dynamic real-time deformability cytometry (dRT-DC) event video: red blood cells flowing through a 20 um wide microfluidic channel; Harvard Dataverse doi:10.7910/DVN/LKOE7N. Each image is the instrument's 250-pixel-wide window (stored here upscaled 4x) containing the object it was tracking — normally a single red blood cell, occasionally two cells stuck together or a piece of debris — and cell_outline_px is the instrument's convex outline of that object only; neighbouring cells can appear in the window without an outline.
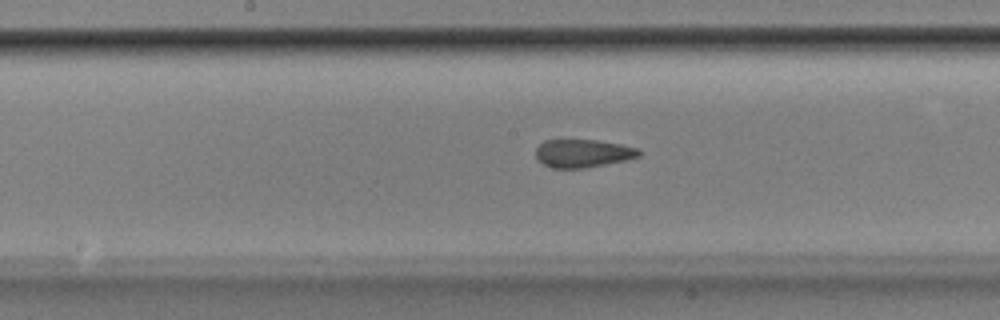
{"species": "Egyptian fruit bat (a non-hibernating species)", "species_latin": "Rousettus aegyptiacus", "temperature_condition": "room temperature", "stored_images_in_passage": 52, "camera_frame_rate_fps": 3000, "um_per_image_px": 0.085, "animal": {"sex": "male"}, "frame": {"image": 1, "passage_image": 27, "time_ms": 8.667, "image_size_px": [1000, 320], "cell_outline_px": [[640, 156], [628, 160], [584, 168], [552, 168], [544, 164], [536, 156], [536, 148], [544, 140], [560, 136], [596, 140], [620, 144], [640, 148]], "centroid_in_image_um": [49.52, 12.98], "position_along_channel_um": 198.7, "area_um2": 17.63}}
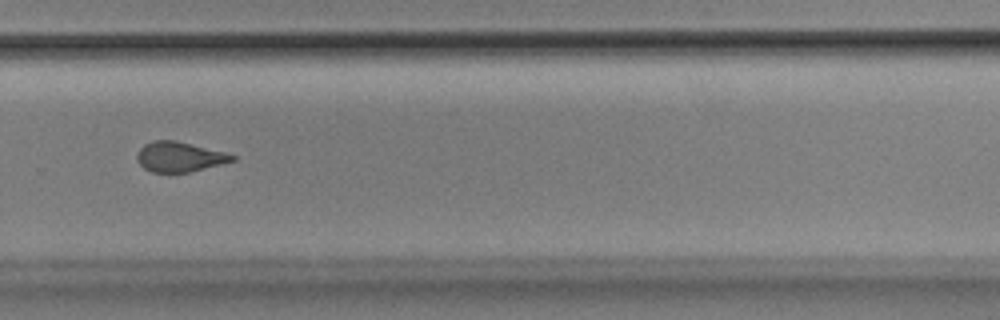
{"frame": {"image": 2, "passage_image": 36, "time_ms": 11.667, "image_size_px": [1000, 320], "cell_outline_px": [[236, 160], [188, 172], [152, 172], [144, 168], [136, 160], [136, 152], [144, 144], [152, 140], [176, 140], [228, 152], [236, 156]], "centroid_in_image_um": [15.25, 13.31], "position_along_channel_um": 314.6, "area_um2": 16.82}}
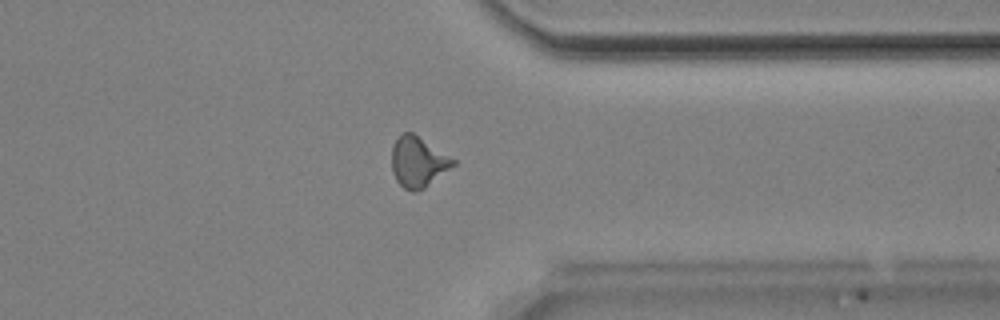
{"frame": {"image": 3, "passage_image": 41, "time_ms": 13.333, "image_size_px": [1000, 320], "cell_outline_px": [[456, 164], [424, 188], [416, 192], [412, 192], [404, 188], [396, 180], [392, 172], [392, 148], [396, 140], [404, 132], [412, 132], [456, 160]], "centroid_in_image_um": [35.53, 13.78], "position_along_channel_um": 375.9, "area_um2": 17.86}, "authors_computed_cell_mechanics": {"area_um2": 17.9758, "velocity_mm_per_s": 3.8905, "shape_relaxation_time_tau1_ms": null, "shape_relaxation_time_tau2_ms": 1.863, "deformation_change_tau1": null, "deformation_change_tau2": 0.0857}}